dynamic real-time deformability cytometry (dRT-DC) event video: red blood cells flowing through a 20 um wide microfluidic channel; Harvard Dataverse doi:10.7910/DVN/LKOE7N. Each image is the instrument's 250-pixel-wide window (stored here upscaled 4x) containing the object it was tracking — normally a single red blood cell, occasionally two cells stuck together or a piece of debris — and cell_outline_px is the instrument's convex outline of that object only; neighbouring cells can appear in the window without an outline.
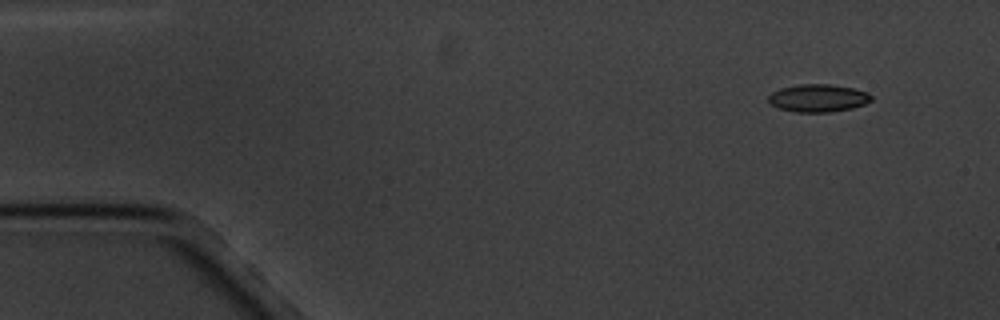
{"species": "common noctule bat (a hibernating species)", "species_latin": "Nyctalus noctula", "temperature_condition": "cold", "stored_images_in_passage": 7, "camera_frame_rate_fps": 3000, "um_per_image_px": 0.085, "animal": {"sex": "male", "body_mass_g": 20.1, "forearm_length_mm": 53.5}, "frame": {"image": 1, "passage_image": 1, "time_ms": 0.0, "image_size_px": [1000, 320], "cell_outline_px": [[872, 100], [864, 104], [852, 108], [828, 112], [796, 112], [780, 108], [772, 104], [768, 100], [768, 96], [772, 92], [780, 88], [800, 84], [832, 84], [852, 88], [868, 92], [872, 96]], "centroid_in_image_um": [69.55, 8.33], "position_along_channel_um": 15.4, "area_um2": 16.53}}
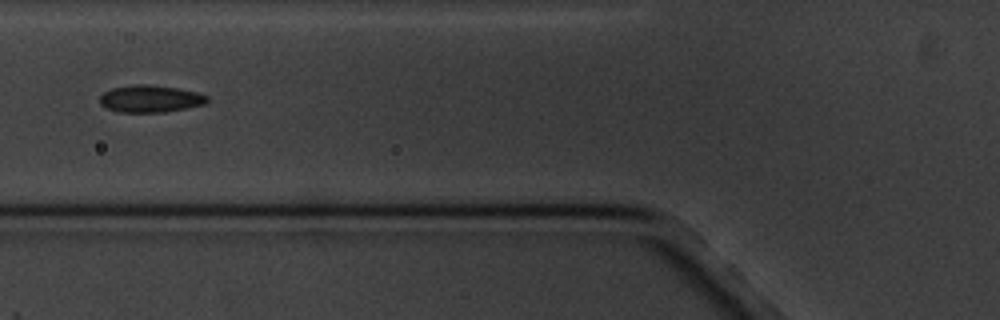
{"frame": {"image": 2, "passage_image": 5, "time_ms": 5.667, "image_size_px": [1000, 320], "cell_outline_px": [[208, 100], [204, 104], [188, 108], [164, 112], [116, 112], [104, 108], [100, 104], [100, 96], [104, 92], [112, 88], [136, 84], [148, 84], [176, 88], [196, 92], [208, 96]], "centroid_in_image_um": [12.74, 8.4], "position_along_channel_um": 113.1, "area_um2": 17.05}}
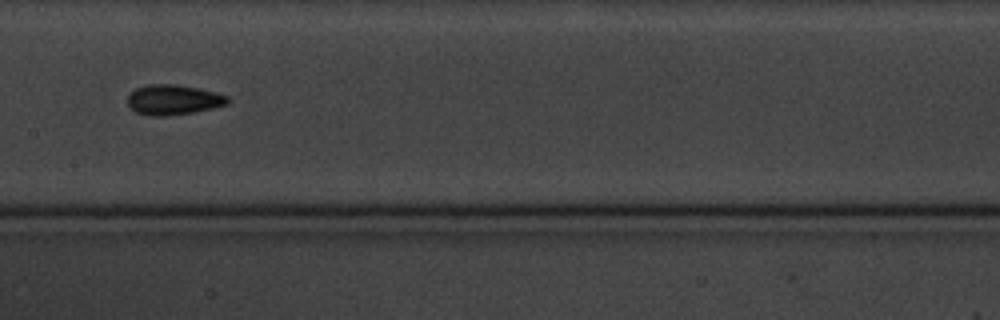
{"frame": {"image": 3, "passage_image": 7, "time_ms": 8.0, "image_size_px": [1000, 320], "cell_outline_px": [[228, 104], [212, 108], [192, 112], [164, 116], [148, 116], [136, 112], [128, 104], [128, 92], [136, 88], [148, 84], [172, 84], [196, 88], [228, 96]], "centroid_in_image_um": [14.67, 8.48], "position_along_channel_um": 192.7, "area_um2": 17.34}}